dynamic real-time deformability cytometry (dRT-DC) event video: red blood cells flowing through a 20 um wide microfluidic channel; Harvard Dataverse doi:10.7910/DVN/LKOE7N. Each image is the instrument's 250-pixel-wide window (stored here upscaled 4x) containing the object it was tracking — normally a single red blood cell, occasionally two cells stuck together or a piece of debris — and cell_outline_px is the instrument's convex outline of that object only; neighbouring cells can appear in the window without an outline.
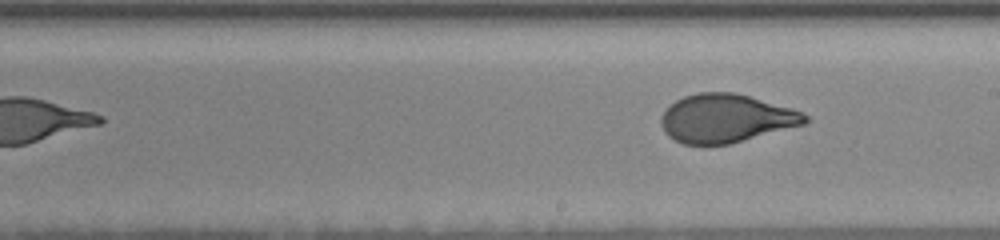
{"species": "human", "species_latin": "Homo sapiens", "temperature_condition": "room temperature", "stored_images_in_passage": 20, "segment_of_instrument_passage": [2, 2], "camera_frame_rate_fps": 3000, "um_per_image_px": 0.085, "donor": {"sex": "female"}, "frame": {"image": 1, "passage_image": 20, "time_ms": 10.667, "image_size_px": [1000, 240], "cell_outline_px": [[812, 120], [804, 124], [728, 144], [684, 144], [668, 136], [664, 132], [660, 120], [664, 112], [676, 100], [684, 96], [700, 92], [732, 92], [748, 96], [792, 108], [804, 112]], "centroid_in_image_um": [61.72, 10.05], "position_along_channel_um": 227.3, "area_um2": 40.23}}